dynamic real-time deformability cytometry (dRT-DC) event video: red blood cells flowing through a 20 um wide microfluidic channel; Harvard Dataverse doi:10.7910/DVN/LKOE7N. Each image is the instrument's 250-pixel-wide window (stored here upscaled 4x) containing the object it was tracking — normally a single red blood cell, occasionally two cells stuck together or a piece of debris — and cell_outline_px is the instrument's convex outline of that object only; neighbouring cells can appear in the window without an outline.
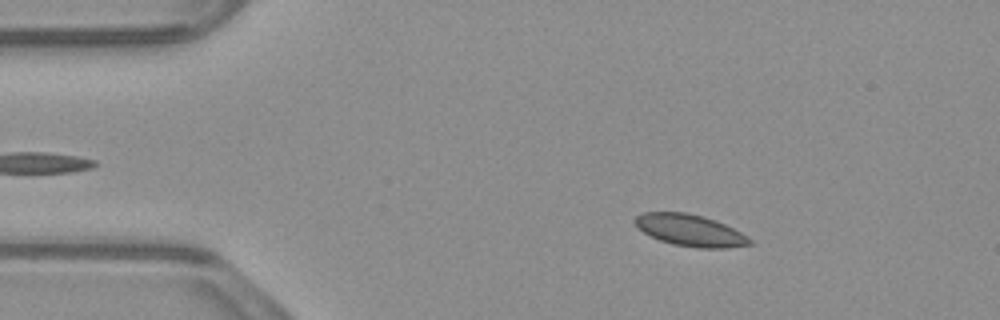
{"species": "common noctule bat (a hibernating species)", "species_latin": "Nyctalus noctula", "temperature_condition": "warm", "stored_images_in_passage": 51, "camera_frame_rate_fps": 3000, "um_per_image_px": 0.085, "animal": {"sex": "male", "body_mass_g": 23.1, "forearm_length_mm": 52.7}, "frame": {"image": 1, "passage_image": 6, "time_ms": 1.667, "image_size_px": [1000, 320], "cell_outline_px": [[752, 244], [728, 248], [696, 248], [672, 244], [660, 240], [636, 228], [632, 220], [636, 216], [644, 212], [684, 212], [704, 216], [716, 220], [748, 236], [752, 240]], "centroid_in_image_um": [58.64, 19.58], "position_along_channel_um": 26.4, "area_um2": 21.33}}
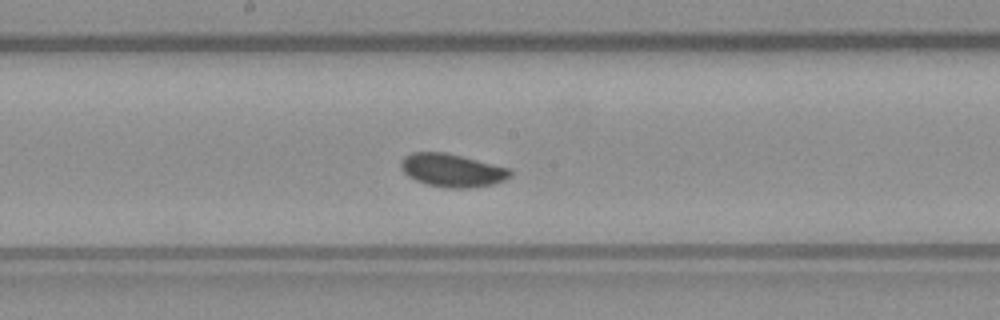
{"frame": {"image": 2, "passage_image": 25, "time_ms": 8.0, "image_size_px": [1000, 320], "cell_outline_px": [[512, 176], [504, 180], [492, 184], [472, 188], [448, 188], [428, 184], [416, 180], [408, 176], [400, 168], [400, 160], [404, 156], [412, 152], [444, 152], [512, 168]], "centroid_in_image_um": [38.45, 14.47], "position_along_channel_um": 209.8, "area_um2": 21.21}}
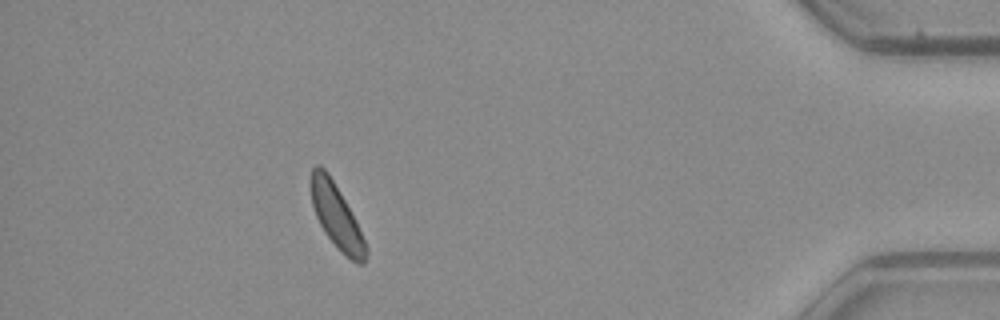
{"frame": {"image": 3, "passage_image": 45, "time_ms": 14.667, "image_size_px": [1000, 320], "cell_outline_px": [[368, 252], [364, 264], [356, 264], [340, 252], [336, 248], [324, 232], [316, 216], [312, 204], [308, 180], [312, 168], [316, 164], [320, 164], [328, 172], [340, 192], [368, 248]], "centroid_in_image_um": [28.55, 18.37], "position_along_channel_um": 406.7, "area_um2": 20.58}, "authors_computed_cell_mechanics": {"area_um2": 20.5768, "velocity_mm_per_s": 3.8456, "shape_relaxation_time_tau1_ms": 2.4047, "shape_relaxation_time_tau2_ms": null, "deformation_change_tau1": 0.0517, "deformation_change_tau2": null}}